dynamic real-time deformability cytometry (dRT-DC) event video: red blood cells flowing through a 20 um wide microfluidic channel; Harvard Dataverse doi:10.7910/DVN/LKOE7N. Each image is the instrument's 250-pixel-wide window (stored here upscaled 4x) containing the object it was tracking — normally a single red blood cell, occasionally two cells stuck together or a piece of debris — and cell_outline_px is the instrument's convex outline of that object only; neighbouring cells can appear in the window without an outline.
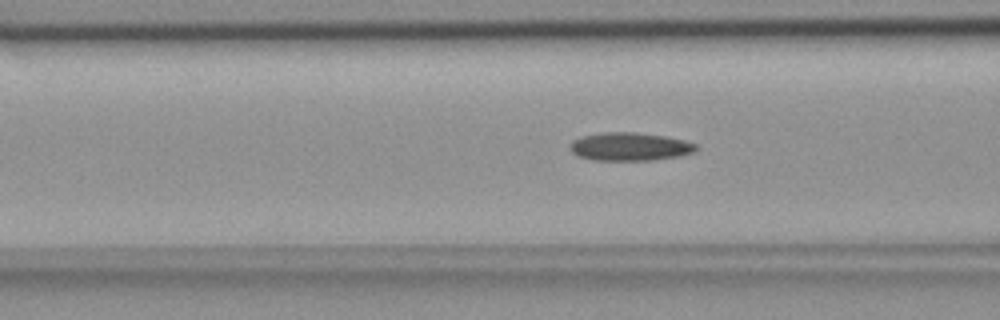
{"species": "common noctule bat (a hibernating species)", "species_latin": "Nyctalus noctula", "temperature_condition": "room temperature", "stored_images_in_passage": 38, "camera_frame_rate_fps": 3000, "um_per_image_px": 0.085, "animal": {"sex": "female", "body_mass_g": 18.4}, "frame": {"image": 1, "passage_image": 8, "time_ms": 2.333, "image_size_px": [1000, 320], "cell_outline_px": [[696, 152], [680, 156], [652, 160], [596, 160], [580, 156], [572, 152], [568, 148], [572, 140], [584, 136], [604, 132], [636, 132], [664, 136], [684, 140], [696, 144]], "centroid_in_image_um": [53.55, 12.46], "position_along_channel_um": 113.1, "area_um2": 20.63}}
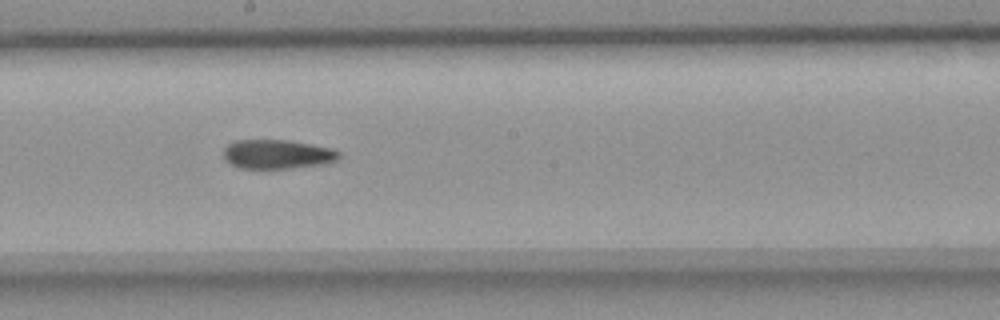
{"frame": {"image": 2, "passage_image": 17, "time_ms": 5.333, "image_size_px": [1000, 320], "cell_outline_px": [[340, 156], [336, 160], [324, 164], [288, 168], [240, 168], [224, 160], [224, 148], [228, 144], [236, 140], [288, 140], [332, 148], [340, 152]], "centroid_in_image_um": [23.56, 13.1], "position_along_channel_um": 224.6, "area_um2": 19.54}}
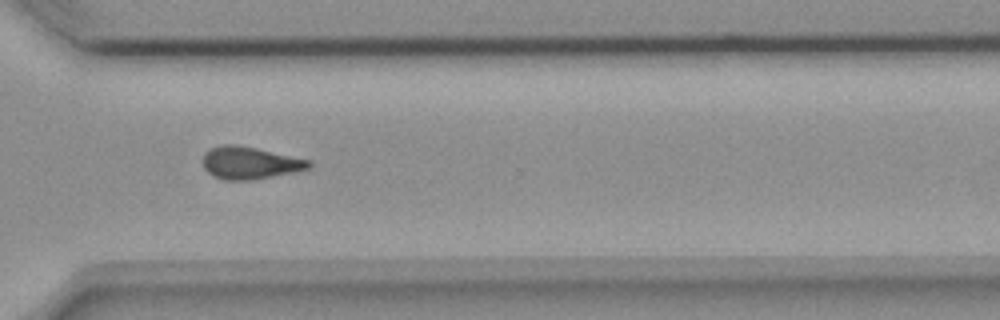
{"frame": {"image": 3, "passage_image": 27, "time_ms": 8.667, "image_size_px": [1000, 320], "cell_outline_px": [[312, 164], [308, 168], [292, 172], [252, 180], [224, 180], [212, 176], [204, 168], [204, 152], [208, 148], [220, 144], [236, 144], [256, 148], [312, 160]], "centroid_in_image_um": [21.2, 13.83], "position_along_channel_um": 349.4, "area_um2": 20.06}}